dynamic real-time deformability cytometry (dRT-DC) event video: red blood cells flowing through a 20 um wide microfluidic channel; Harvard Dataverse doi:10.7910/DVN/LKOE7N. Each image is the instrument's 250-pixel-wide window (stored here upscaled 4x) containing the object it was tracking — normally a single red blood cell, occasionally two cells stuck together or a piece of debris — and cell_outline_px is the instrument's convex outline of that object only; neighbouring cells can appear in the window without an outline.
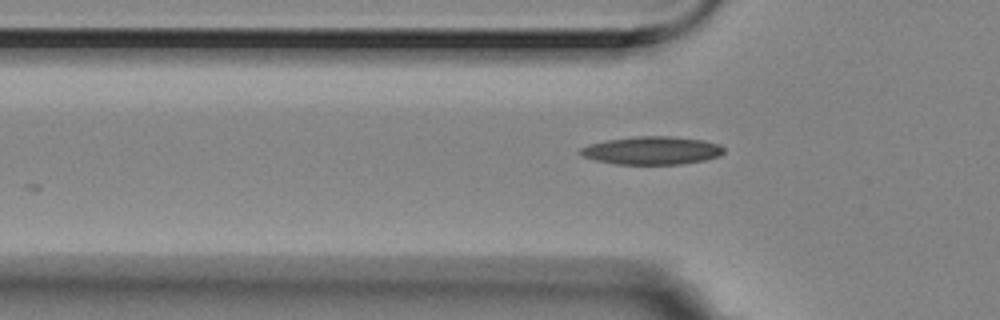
{"species": "Egyptian fruit bat (a non-hibernating species)", "species_latin": "Rousettus aegyptiacus", "temperature_condition": "room temperature", "stored_images_in_passage": 5, "camera_frame_rate_fps": 3000, "um_per_image_px": 0.085, "animal": {"sex": "female"}, "frame": {"image": 1, "passage_image": 5, "time_ms": 1.333, "image_size_px": [1000, 320], "cell_outline_px": [[724, 152], [720, 156], [708, 160], [680, 164], [616, 164], [596, 160], [584, 156], [576, 152], [580, 148], [588, 144], [608, 140], [636, 136], [672, 136], [704, 140], [720, 144], [724, 148]], "centroid_in_image_um": [55.44, 12.79], "position_along_channel_um": 70.4, "area_um2": 23.64}}